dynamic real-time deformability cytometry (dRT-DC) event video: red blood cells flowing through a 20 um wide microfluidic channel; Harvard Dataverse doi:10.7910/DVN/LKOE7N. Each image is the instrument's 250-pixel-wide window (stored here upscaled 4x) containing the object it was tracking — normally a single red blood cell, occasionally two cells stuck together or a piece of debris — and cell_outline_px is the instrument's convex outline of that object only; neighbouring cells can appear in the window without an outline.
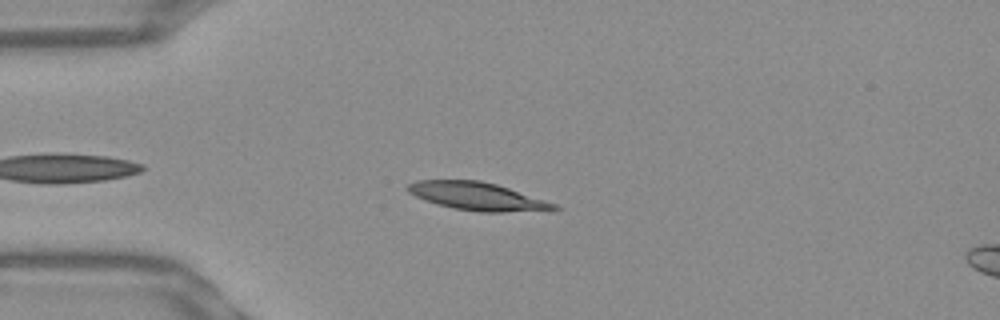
{"species": "Egyptian fruit bat (a non-hibernating species)", "species_latin": "Rousettus aegyptiacus", "temperature_condition": "warm", "stored_images_in_passage": 37, "camera_frame_rate_fps": 3000, "um_per_image_px": 0.085, "frame": {"image": 1, "passage_image": 6, "time_ms": 1.667, "image_size_px": [1000, 320], "cell_outline_px": [[560, 208], [456, 208], [440, 204], [428, 200], [412, 192], [408, 188], [408, 184], [424, 180], [476, 180], [508, 188], [552, 204]], "centroid_in_image_um": [40.33, 16.57], "position_along_channel_um": 44.7, "area_um2": 20.35}}
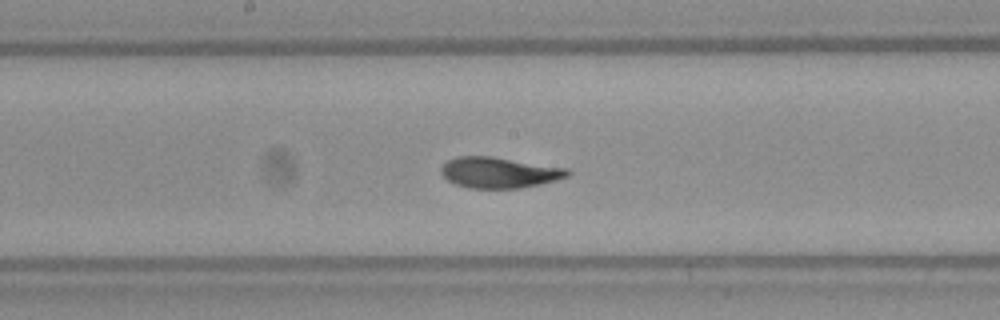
{"frame": {"image": 2, "passage_image": 20, "time_ms": 6.333, "image_size_px": [1000, 320], "cell_outline_px": [[568, 172], [564, 176], [532, 184], [512, 188], [476, 188], [460, 184], [448, 180], [444, 176], [444, 164], [448, 160], [464, 156], [488, 156], [560, 168]], "centroid_in_image_um": [42.29, 14.65], "position_along_channel_um": 205.9, "area_um2": 20.75}}
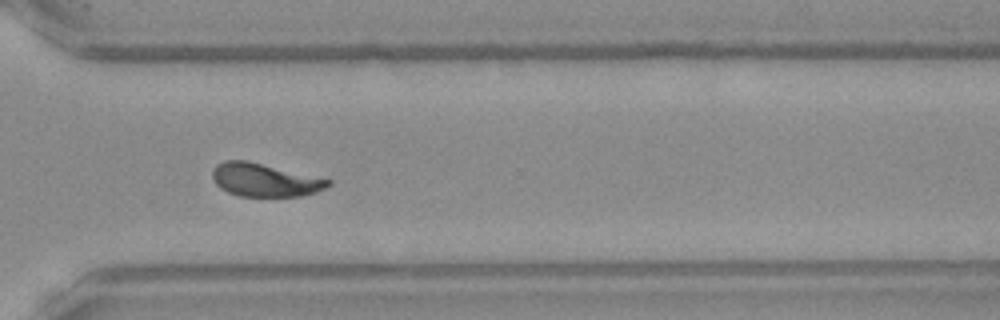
{"frame": {"image": 3, "passage_image": 31, "time_ms": 10.0, "image_size_px": [1000, 320], "cell_outline_px": [[332, 184], [312, 192], [296, 196], [244, 196], [228, 192], [216, 184], [212, 176], [212, 172], [220, 164], [228, 160], [244, 160], [332, 180]], "centroid_in_image_um": [22.49, 15.3], "position_along_channel_um": 348.1, "area_um2": 21.5}, "authors_computed_cell_mechanics": {"area_um2": 20.7502, "velocity_mm_per_s": 3.8845, "shape_relaxation_time_tau1_ms": 3.1074, "shape_relaxation_time_tau2_ms": 1.3319, "deformation_change_tau1": 0.1542, "deformation_change_tau2": 0.0699}}